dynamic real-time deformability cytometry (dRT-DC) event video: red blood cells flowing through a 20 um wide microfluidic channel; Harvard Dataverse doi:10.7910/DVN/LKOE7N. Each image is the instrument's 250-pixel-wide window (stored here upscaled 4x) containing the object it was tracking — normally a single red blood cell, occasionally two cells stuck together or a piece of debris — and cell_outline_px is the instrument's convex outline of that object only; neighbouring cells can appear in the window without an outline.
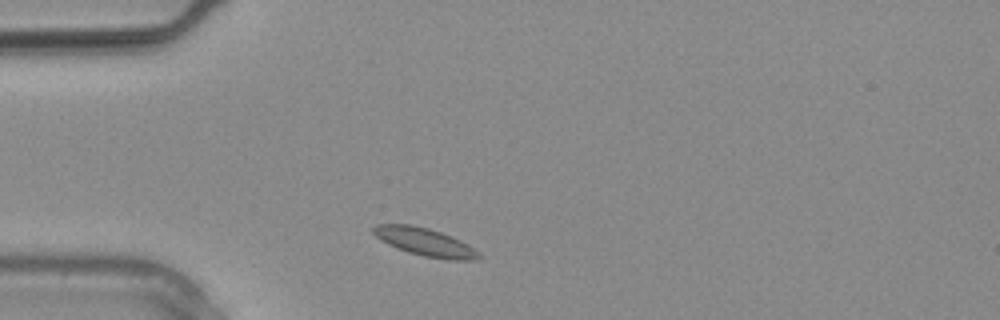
{"species": "common noctule bat (a hibernating species)", "species_latin": "Nyctalus noctula", "temperature_condition": "warm", "stored_images_in_passage": 1, "camera_frame_rate_fps": 3000, "um_per_image_px": 0.085, "animal": {"sex": "male", "body_mass_g": 20.4}, "frame": {"image": 1, "passage_image": 1, "time_ms": 0.0, "image_size_px": [1000, 320], "cell_outline_px": [[484, 256], [476, 260], [448, 260], [424, 256], [408, 252], [388, 244], [380, 240], [372, 232], [372, 228], [376, 224], [412, 224], [428, 228], [440, 232], [460, 240], [468, 244], [480, 252]], "centroid_in_image_um": [36.15, 20.58], "position_along_channel_um": 48.8, "area_um2": 17.28}}